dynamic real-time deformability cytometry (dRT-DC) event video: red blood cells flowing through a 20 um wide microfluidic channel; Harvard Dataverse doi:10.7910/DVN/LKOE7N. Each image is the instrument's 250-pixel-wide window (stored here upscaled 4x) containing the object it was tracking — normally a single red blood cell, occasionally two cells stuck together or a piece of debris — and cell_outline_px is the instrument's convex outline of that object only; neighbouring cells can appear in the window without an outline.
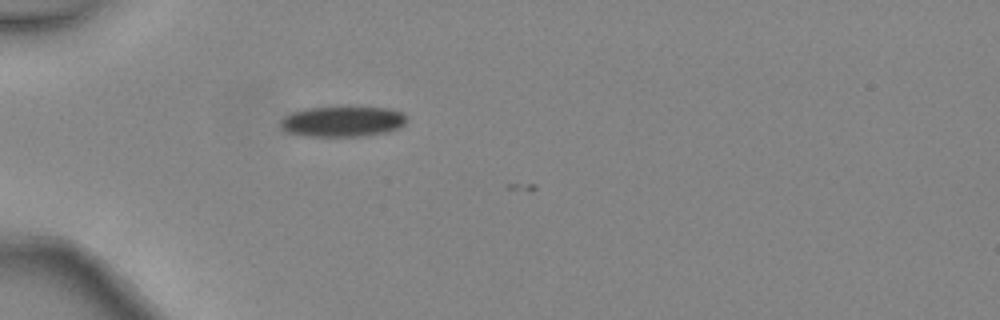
{"species": "common noctule bat (a hibernating species)", "species_latin": "Nyctalus noctula", "temperature_condition": "warm", "stored_images_in_passage": 1, "camera_frame_rate_fps": 3000, "um_per_image_px": 0.085, "animal": {"sex": "female", "body_mass_g": 24.6, "forearm_length_mm": 56.2}, "frame": {"image": 1, "passage_image": 1, "time_ms": 0.0, "image_size_px": [1000, 320], "cell_outline_px": [[404, 124], [388, 132], [360, 136], [304, 136], [288, 132], [280, 128], [280, 120], [284, 116], [292, 112], [304, 108], [388, 108], [400, 112], [404, 116]], "centroid_in_image_um": [29.03, 10.34], "position_along_channel_um": 56.0, "area_um2": 22.02}}